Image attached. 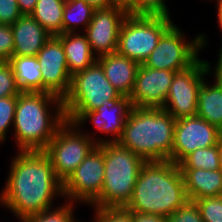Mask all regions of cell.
I'll return each instance as SVG.
<instances>
[{"mask_svg":"<svg viewBox=\"0 0 222 222\" xmlns=\"http://www.w3.org/2000/svg\"><path fill=\"white\" fill-rule=\"evenodd\" d=\"M10 168L0 201L20 222L26 216L53 209L51 202L58 193L63 197L62 182L44 151H19Z\"/></svg>","mask_w":222,"mask_h":222,"instance_id":"cell-1","label":"cell"},{"mask_svg":"<svg viewBox=\"0 0 222 222\" xmlns=\"http://www.w3.org/2000/svg\"><path fill=\"white\" fill-rule=\"evenodd\" d=\"M188 200L178 164L169 160L149 161L141 167L131 199L124 208L168 217Z\"/></svg>","mask_w":222,"mask_h":222,"instance_id":"cell-2","label":"cell"},{"mask_svg":"<svg viewBox=\"0 0 222 222\" xmlns=\"http://www.w3.org/2000/svg\"><path fill=\"white\" fill-rule=\"evenodd\" d=\"M50 102L55 104V115L48 111ZM65 121L60 97L46 92H21L13 121L17 148L19 151H43Z\"/></svg>","mask_w":222,"mask_h":222,"instance_id":"cell-3","label":"cell"},{"mask_svg":"<svg viewBox=\"0 0 222 222\" xmlns=\"http://www.w3.org/2000/svg\"><path fill=\"white\" fill-rule=\"evenodd\" d=\"M175 122L162 108L132 107L117 142L146 162L171 161Z\"/></svg>","mask_w":222,"mask_h":222,"instance_id":"cell-4","label":"cell"},{"mask_svg":"<svg viewBox=\"0 0 222 222\" xmlns=\"http://www.w3.org/2000/svg\"><path fill=\"white\" fill-rule=\"evenodd\" d=\"M104 179L95 208L124 207L131 199L141 167L146 162L118 142H104Z\"/></svg>","mask_w":222,"mask_h":222,"instance_id":"cell-5","label":"cell"},{"mask_svg":"<svg viewBox=\"0 0 222 222\" xmlns=\"http://www.w3.org/2000/svg\"><path fill=\"white\" fill-rule=\"evenodd\" d=\"M122 97L107 80L103 68L96 61L71 77L69 92L63 99L66 120L75 123L84 113Z\"/></svg>","mask_w":222,"mask_h":222,"instance_id":"cell-6","label":"cell"},{"mask_svg":"<svg viewBox=\"0 0 222 222\" xmlns=\"http://www.w3.org/2000/svg\"><path fill=\"white\" fill-rule=\"evenodd\" d=\"M170 19L165 15L128 13L120 27L117 52L143 64L161 36L174 24Z\"/></svg>","mask_w":222,"mask_h":222,"instance_id":"cell-7","label":"cell"},{"mask_svg":"<svg viewBox=\"0 0 222 222\" xmlns=\"http://www.w3.org/2000/svg\"><path fill=\"white\" fill-rule=\"evenodd\" d=\"M76 128L75 123L66 120L43 150L62 183L98 145L97 139L94 141L92 136L78 132Z\"/></svg>","mask_w":222,"mask_h":222,"instance_id":"cell-8","label":"cell"},{"mask_svg":"<svg viewBox=\"0 0 222 222\" xmlns=\"http://www.w3.org/2000/svg\"><path fill=\"white\" fill-rule=\"evenodd\" d=\"M179 29L173 24L161 36L157 46L142 65L174 72L183 71L192 66L199 59L197 53L204 48L206 39L200 35L187 43Z\"/></svg>","mask_w":222,"mask_h":222,"instance_id":"cell-9","label":"cell"},{"mask_svg":"<svg viewBox=\"0 0 222 222\" xmlns=\"http://www.w3.org/2000/svg\"><path fill=\"white\" fill-rule=\"evenodd\" d=\"M210 64L198 59L189 68L176 72L162 109L174 119L195 116L197 114V92L204 81V75L210 74Z\"/></svg>","mask_w":222,"mask_h":222,"instance_id":"cell-10","label":"cell"},{"mask_svg":"<svg viewBox=\"0 0 222 222\" xmlns=\"http://www.w3.org/2000/svg\"><path fill=\"white\" fill-rule=\"evenodd\" d=\"M103 143L98 144L62 183L63 196L92 204L101 194L104 179Z\"/></svg>","mask_w":222,"mask_h":222,"instance_id":"cell-11","label":"cell"},{"mask_svg":"<svg viewBox=\"0 0 222 222\" xmlns=\"http://www.w3.org/2000/svg\"><path fill=\"white\" fill-rule=\"evenodd\" d=\"M221 136L222 131L197 115L176 119L171 162L178 164L198 148L217 145Z\"/></svg>","mask_w":222,"mask_h":222,"instance_id":"cell-12","label":"cell"},{"mask_svg":"<svg viewBox=\"0 0 222 222\" xmlns=\"http://www.w3.org/2000/svg\"><path fill=\"white\" fill-rule=\"evenodd\" d=\"M36 57L41 66L42 92L64 99L70 89L71 76L61 41L51 36Z\"/></svg>","mask_w":222,"mask_h":222,"instance_id":"cell-13","label":"cell"},{"mask_svg":"<svg viewBox=\"0 0 222 222\" xmlns=\"http://www.w3.org/2000/svg\"><path fill=\"white\" fill-rule=\"evenodd\" d=\"M128 13L126 9L115 5L94 11L85 35L97 58L117 51L120 27Z\"/></svg>","mask_w":222,"mask_h":222,"instance_id":"cell-14","label":"cell"},{"mask_svg":"<svg viewBox=\"0 0 222 222\" xmlns=\"http://www.w3.org/2000/svg\"><path fill=\"white\" fill-rule=\"evenodd\" d=\"M175 73L140 64L136 71L134 89L129 96L132 107L162 108Z\"/></svg>","mask_w":222,"mask_h":222,"instance_id":"cell-15","label":"cell"},{"mask_svg":"<svg viewBox=\"0 0 222 222\" xmlns=\"http://www.w3.org/2000/svg\"><path fill=\"white\" fill-rule=\"evenodd\" d=\"M132 105L127 96H123L112 103H104L101 107L94 111L84 113L76 122V126L80 128L87 119L92 120L98 131L114 135V139L98 140L97 144L104 142H117L123 134L125 120L131 110Z\"/></svg>","mask_w":222,"mask_h":222,"instance_id":"cell-16","label":"cell"},{"mask_svg":"<svg viewBox=\"0 0 222 222\" xmlns=\"http://www.w3.org/2000/svg\"><path fill=\"white\" fill-rule=\"evenodd\" d=\"M11 29L14 40L12 56H37L52 36L29 14L17 19Z\"/></svg>","mask_w":222,"mask_h":222,"instance_id":"cell-17","label":"cell"},{"mask_svg":"<svg viewBox=\"0 0 222 222\" xmlns=\"http://www.w3.org/2000/svg\"><path fill=\"white\" fill-rule=\"evenodd\" d=\"M107 80L122 96L129 97L134 89L139 64L117 51L97 58Z\"/></svg>","mask_w":222,"mask_h":222,"instance_id":"cell-18","label":"cell"},{"mask_svg":"<svg viewBox=\"0 0 222 222\" xmlns=\"http://www.w3.org/2000/svg\"><path fill=\"white\" fill-rule=\"evenodd\" d=\"M186 194L194 201L205 197L222 195V170L180 169Z\"/></svg>","mask_w":222,"mask_h":222,"instance_id":"cell-19","label":"cell"},{"mask_svg":"<svg viewBox=\"0 0 222 222\" xmlns=\"http://www.w3.org/2000/svg\"><path fill=\"white\" fill-rule=\"evenodd\" d=\"M62 33L56 35L61 41L67 59V66L70 76L85 70L97 61L93 56L90 43L85 34Z\"/></svg>","mask_w":222,"mask_h":222,"instance_id":"cell-20","label":"cell"},{"mask_svg":"<svg viewBox=\"0 0 222 222\" xmlns=\"http://www.w3.org/2000/svg\"><path fill=\"white\" fill-rule=\"evenodd\" d=\"M208 85L205 80L197 92V116L222 131V80Z\"/></svg>","mask_w":222,"mask_h":222,"instance_id":"cell-21","label":"cell"},{"mask_svg":"<svg viewBox=\"0 0 222 222\" xmlns=\"http://www.w3.org/2000/svg\"><path fill=\"white\" fill-rule=\"evenodd\" d=\"M8 62L21 92H42L41 66L36 56H12Z\"/></svg>","mask_w":222,"mask_h":222,"instance_id":"cell-22","label":"cell"},{"mask_svg":"<svg viewBox=\"0 0 222 222\" xmlns=\"http://www.w3.org/2000/svg\"><path fill=\"white\" fill-rule=\"evenodd\" d=\"M64 0H38L30 14L52 36L62 34Z\"/></svg>","mask_w":222,"mask_h":222,"instance_id":"cell-23","label":"cell"},{"mask_svg":"<svg viewBox=\"0 0 222 222\" xmlns=\"http://www.w3.org/2000/svg\"><path fill=\"white\" fill-rule=\"evenodd\" d=\"M94 11L95 9L88 5L85 0L66 1L62 18V33H74V27L80 24H83L86 29Z\"/></svg>","mask_w":222,"mask_h":222,"instance_id":"cell-24","label":"cell"},{"mask_svg":"<svg viewBox=\"0 0 222 222\" xmlns=\"http://www.w3.org/2000/svg\"><path fill=\"white\" fill-rule=\"evenodd\" d=\"M180 169H205V170H218L220 162L218 158L217 145L198 148L192 153L185 156L179 163Z\"/></svg>","mask_w":222,"mask_h":222,"instance_id":"cell-25","label":"cell"},{"mask_svg":"<svg viewBox=\"0 0 222 222\" xmlns=\"http://www.w3.org/2000/svg\"><path fill=\"white\" fill-rule=\"evenodd\" d=\"M71 203H65L64 206L56 208L54 211L51 209L43 211L38 214H33L24 217L22 222H76L73 216V206ZM74 219V220H73Z\"/></svg>","mask_w":222,"mask_h":222,"instance_id":"cell-26","label":"cell"},{"mask_svg":"<svg viewBox=\"0 0 222 222\" xmlns=\"http://www.w3.org/2000/svg\"><path fill=\"white\" fill-rule=\"evenodd\" d=\"M194 201L199 207L203 222H222V195Z\"/></svg>","mask_w":222,"mask_h":222,"instance_id":"cell-27","label":"cell"},{"mask_svg":"<svg viewBox=\"0 0 222 222\" xmlns=\"http://www.w3.org/2000/svg\"><path fill=\"white\" fill-rule=\"evenodd\" d=\"M20 93L11 64L0 61V98L18 96Z\"/></svg>","mask_w":222,"mask_h":222,"instance_id":"cell-28","label":"cell"},{"mask_svg":"<svg viewBox=\"0 0 222 222\" xmlns=\"http://www.w3.org/2000/svg\"><path fill=\"white\" fill-rule=\"evenodd\" d=\"M18 96L0 98V143L6 138V131L14 121Z\"/></svg>","mask_w":222,"mask_h":222,"instance_id":"cell-29","label":"cell"},{"mask_svg":"<svg viewBox=\"0 0 222 222\" xmlns=\"http://www.w3.org/2000/svg\"><path fill=\"white\" fill-rule=\"evenodd\" d=\"M166 222H203V219L196 202L188 200L182 207L166 217Z\"/></svg>","mask_w":222,"mask_h":222,"instance_id":"cell-30","label":"cell"},{"mask_svg":"<svg viewBox=\"0 0 222 222\" xmlns=\"http://www.w3.org/2000/svg\"><path fill=\"white\" fill-rule=\"evenodd\" d=\"M96 217L93 222H133L131 212L124 207L95 208Z\"/></svg>","mask_w":222,"mask_h":222,"instance_id":"cell-31","label":"cell"},{"mask_svg":"<svg viewBox=\"0 0 222 222\" xmlns=\"http://www.w3.org/2000/svg\"><path fill=\"white\" fill-rule=\"evenodd\" d=\"M21 16L17 0H0V24L11 26Z\"/></svg>","mask_w":222,"mask_h":222,"instance_id":"cell-32","label":"cell"},{"mask_svg":"<svg viewBox=\"0 0 222 222\" xmlns=\"http://www.w3.org/2000/svg\"><path fill=\"white\" fill-rule=\"evenodd\" d=\"M14 40L11 26L0 24V61H9L13 55Z\"/></svg>","mask_w":222,"mask_h":222,"instance_id":"cell-33","label":"cell"},{"mask_svg":"<svg viewBox=\"0 0 222 222\" xmlns=\"http://www.w3.org/2000/svg\"><path fill=\"white\" fill-rule=\"evenodd\" d=\"M137 14L170 15L164 0H137Z\"/></svg>","mask_w":222,"mask_h":222,"instance_id":"cell-34","label":"cell"},{"mask_svg":"<svg viewBox=\"0 0 222 222\" xmlns=\"http://www.w3.org/2000/svg\"><path fill=\"white\" fill-rule=\"evenodd\" d=\"M133 222H166V217L154 214L131 212Z\"/></svg>","mask_w":222,"mask_h":222,"instance_id":"cell-35","label":"cell"},{"mask_svg":"<svg viewBox=\"0 0 222 222\" xmlns=\"http://www.w3.org/2000/svg\"><path fill=\"white\" fill-rule=\"evenodd\" d=\"M38 0H17L19 11L22 15H30L36 6Z\"/></svg>","mask_w":222,"mask_h":222,"instance_id":"cell-36","label":"cell"},{"mask_svg":"<svg viewBox=\"0 0 222 222\" xmlns=\"http://www.w3.org/2000/svg\"><path fill=\"white\" fill-rule=\"evenodd\" d=\"M114 5L126 9L130 14H137V0H114Z\"/></svg>","mask_w":222,"mask_h":222,"instance_id":"cell-37","label":"cell"},{"mask_svg":"<svg viewBox=\"0 0 222 222\" xmlns=\"http://www.w3.org/2000/svg\"><path fill=\"white\" fill-rule=\"evenodd\" d=\"M88 5L96 9H105L114 6V0H85Z\"/></svg>","mask_w":222,"mask_h":222,"instance_id":"cell-38","label":"cell"},{"mask_svg":"<svg viewBox=\"0 0 222 222\" xmlns=\"http://www.w3.org/2000/svg\"><path fill=\"white\" fill-rule=\"evenodd\" d=\"M219 59L215 68V77L216 79L222 80V47L220 49Z\"/></svg>","mask_w":222,"mask_h":222,"instance_id":"cell-39","label":"cell"},{"mask_svg":"<svg viewBox=\"0 0 222 222\" xmlns=\"http://www.w3.org/2000/svg\"><path fill=\"white\" fill-rule=\"evenodd\" d=\"M217 148H218V158L220 162V168L222 170V136L219 138L217 142Z\"/></svg>","mask_w":222,"mask_h":222,"instance_id":"cell-40","label":"cell"},{"mask_svg":"<svg viewBox=\"0 0 222 222\" xmlns=\"http://www.w3.org/2000/svg\"><path fill=\"white\" fill-rule=\"evenodd\" d=\"M217 10H218V21L222 31V9H217Z\"/></svg>","mask_w":222,"mask_h":222,"instance_id":"cell-41","label":"cell"},{"mask_svg":"<svg viewBox=\"0 0 222 222\" xmlns=\"http://www.w3.org/2000/svg\"><path fill=\"white\" fill-rule=\"evenodd\" d=\"M217 9H222V0H217Z\"/></svg>","mask_w":222,"mask_h":222,"instance_id":"cell-42","label":"cell"}]
</instances>
